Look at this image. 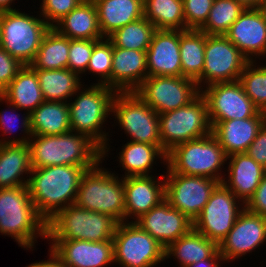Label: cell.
I'll return each mask as SVG.
<instances>
[{
	"mask_svg": "<svg viewBox=\"0 0 266 267\" xmlns=\"http://www.w3.org/2000/svg\"><path fill=\"white\" fill-rule=\"evenodd\" d=\"M90 168L71 165L32 168L27 188L36 212L47 222L61 209L73 205L81 177Z\"/></svg>",
	"mask_w": 266,
	"mask_h": 267,
	"instance_id": "cell-1",
	"label": "cell"
},
{
	"mask_svg": "<svg viewBox=\"0 0 266 267\" xmlns=\"http://www.w3.org/2000/svg\"><path fill=\"white\" fill-rule=\"evenodd\" d=\"M32 168L55 165L93 167L102 160V149L87 135H32L28 141Z\"/></svg>",
	"mask_w": 266,
	"mask_h": 267,
	"instance_id": "cell-2",
	"label": "cell"
},
{
	"mask_svg": "<svg viewBox=\"0 0 266 267\" xmlns=\"http://www.w3.org/2000/svg\"><path fill=\"white\" fill-rule=\"evenodd\" d=\"M83 86L75 93V100L72 101L71 98L68 103L71 131L85 134L93 140L102 149L104 160L111 146L109 135L106 129L103 131L102 125L108 116H111V105L116 91L98 83H93L87 88Z\"/></svg>",
	"mask_w": 266,
	"mask_h": 267,
	"instance_id": "cell-3",
	"label": "cell"
},
{
	"mask_svg": "<svg viewBox=\"0 0 266 267\" xmlns=\"http://www.w3.org/2000/svg\"><path fill=\"white\" fill-rule=\"evenodd\" d=\"M0 233L32 251L38 237L46 239V221L36 212L27 185L0 188Z\"/></svg>",
	"mask_w": 266,
	"mask_h": 267,
	"instance_id": "cell-4",
	"label": "cell"
},
{
	"mask_svg": "<svg viewBox=\"0 0 266 267\" xmlns=\"http://www.w3.org/2000/svg\"><path fill=\"white\" fill-rule=\"evenodd\" d=\"M228 156L217 138L210 133L204 137L184 142L167 153L165 173L202 176L222 183L221 173Z\"/></svg>",
	"mask_w": 266,
	"mask_h": 267,
	"instance_id": "cell-5",
	"label": "cell"
},
{
	"mask_svg": "<svg viewBox=\"0 0 266 267\" xmlns=\"http://www.w3.org/2000/svg\"><path fill=\"white\" fill-rule=\"evenodd\" d=\"M103 159L87 169L81 177L75 205L125 222L123 178L100 166ZM100 166V167H99Z\"/></svg>",
	"mask_w": 266,
	"mask_h": 267,
	"instance_id": "cell-6",
	"label": "cell"
},
{
	"mask_svg": "<svg viewBox=\"0 0 266 267\" xmlns=\"http://www.w3.org/2000/svg\"><path fill=\"white\" fill-rule=\"evenodd\" d=\"M117 225L118 222L106 214L73 204L61 209L46 222V240H112Z\"/></svg>",
	"mask_w": 266,
	"mask_h": 267,
	"instance_id": "cell-7",
	"label": "cell"
},
{
	"mask_svg": "<svg viewBox=\"0 0 266 267\" xmlns=\"http://www.w3.org/2000/svg\"><path fill=\"white\" fill-rule=\"evenodd\" d=\"M18 9L0 13V47L23 65H30L50 26ZM38 17V18H37Z\"/></svg>",
	"mask_w": 266,
	"mask_h": 267,
	"instance_id": "cell-8",
	"label": "cell"
},
{
	"mask_svg": "<svg viewBox=\"0 0 266 267\" xmlns=\"http://www.w3.org/2000/svg\"><path fill=\"white\" fill-rule=\"evenodd\" d=\"M159 128L166 155L177 145L212 133L205 97L200 93L186 106L159 114Z\"/></svg>",
	"mask_w": 266,
	"mask_h": 267,
	"instance_id": "cell-9",
	"label": "cell"
},
{
	"mask_svg": "<svg viewBox=\"0 0 266 267\" xmlns=\"http://www.w3.org/2000/svg\"><path fill=\"white\" fill-rule=\"evenodd\" d=\"M111 114L117 119L130 141L157 145L162 151L159 114L147 105L135 91L116 92Z\"/></svg>",
	"mask_w": 266,
	"mask_h": 267,
	"instance_id": "cell-10",
	"label": "cell"
},
{
	"mask_svg": "<svg viewBox=\"0 0 266 267\" xmlns=\"http://www.w3.org/2000/svg\"><path fill=\"white\" fill-rule=\"evenodd\" d=\"M112 240L120 267H155L166 259V248L132 220L118 223Z\"/></svg>",
	"mask_w": 266,
	"mask_h": 267,
	"instance_id": "cell-11",
	"label": "cell"
},
{
	"mask_svg": "<svg viewBox=\"0 0 266 267\" xmlns=\"http://www.w3.org/2000/svg\"><path fill=\"white\" fill-rule=\"evenodd\" d=\"M248 62L225 35L206 34L204 68L202 75L196 80L199 90L201 91L205 84L207 87L214 83L239 81Z\"/></svg>",
	"mask_w": 266,
	"mask_h": 267,
	"instance_id": "cell-12",
	"label": "cell"
},
{
	"mask_svg": "<svg viewBox=\"0 0 266 267\" xmlns=\"http://www.w3.org/2000/svg\"><path fill=\"white\" fill-rule=\"evenodd\" d=\"M244 208L245 204L223 183H219L199 216L194 220L193 228L219 245L233 228Z\"/></svg>",
	"mask_w": 266,
	"mask_h": 267,
	"instance_id": "cell-13",
	"label": "cell"
},
{
	"mask_svg": "<svg viewBox=\"0 0 266 267\" xmlns=\"http://www.w3.org/2000/svg\"><path fill=\"white\" fill-rule=\"evenodd\" d=\"M135 92L158 114L186 106L201 93L195 80L182 76H147Z\"/></svg>",
	"mask_w": 266,
	"mask_h": 267,
	"instance_id": "cell-14",
	"label": "cell"
},
{
	"mask_svg": "<svg viewBox=\"0 0 266 267\" xmlns=\"http://www.w3.org/2000/svg\"><path fill=\"white\" fill-rule=\"evenodd\" d=\"M164 179L165 200L172 208L178 209L193 222L220 183L207 177L178 173H166Z\"/></svg>",
	"mask_w": 266,
	"mask_h": 267,
	"instance_id": "cell-15",
	"label": "cell"
},
{
	"mask_svg": "<svg viewBox=\"0 0 266 267\" xmlns=\"http://www.w3.org/2000/svg\"><path fill=\"white\" fill-rule=\"evenodd\" d=\"M201 94L207 101L210 122L251 118L260 111L239 81L211 84Z\"/></svg>",
	"mask_w": 266,
	"mask_h": 267,
	"instance_id": "cell-16",
	"label": "cell"
},
{
	"mask_svg": "<svg viewBox=\"0 0 266 267\" xmlns=\"http://www.w3.org/2000/svg\"><path fill=\"white\" fill-rule=\"evenodd\" d=\"M266 242V218L249 212L246 208L227 236L218 245V251L226 263L255 251Z\"/></svg>",
	"mask_w": 266,
	"mask_h": 267,
	"instance_id": "cell-17",
	"label": "cell"
},
{
	"mask_svg": "<svg viewBox=\"0 0 266 267\" xmlns=\"http://www.w3.org/2000/svg\"><path fill=\"white\" fill-rule=\"evenodd\" d=\"M50 250L67 267H107L114 265L113 240H51Z\"/></svg>",
	"mask_w": 266,
	"mask_h": 267,
	"instance_id": "cell-18",
	"label": "cell"
},
{
	"mask_svg": "<svg viewBox=\"0 0 266 267\" xmlns=\"http://www.w3.org/2000/svg\"><path fill=\"white\" fill-rule=\"evenodd\" d=\"M133 222L165 248L193 228V221L178 209L172 208L166 200Z\"/></svg>",
	"mask_w": 266,
	"mask_h": 267,
	"instance_id": "cell-19",
	"label": "cell"
},
{
	"mask_svg": "<svg viewBox=\"0 0 266 267\" xmlns=\"http://www.w3.org/2000/svg\"><path fill=\"white\" fill-rule=\"evenodd\" d=\"M159 179H155L152 174L123 177L125 222H129L130 218L135 221L165 200L164 174Z\"/></svg>",
	"mask_w": 266,
	"mask_h": 267,
	"instance_id": "cell-20",
	"label": "cell"
},
{
	"mask_svg": "<svg viewBox=\"0 0 266 267\" xmlns=\"http://www.w3.org/2000/svg\"><path fill=\"white\" fill-rule=\"evenodd\" d=\"M225 36L249 61L266 58V23L256 8H246Z\"/></svg>",
	"mask_w": 266,
	"mask_h": 267,
	"instance_id": "cell-21",
	"label": "cell"
},
{
	"mask_svg": "<svg viewBox=\"0 0 266 267\" xmlns=\"http://www.w3.org/2000/svg\"><path fill=\"white\" fill-rule=\"evenodd\" d=\"M148 76H182L179 30H156L146 51Z\"/></svg>",
	"mask_w": 266,
	"mask_h": 267,
	"instance_id": "cell-22",
	"label": "cell"
},
{
	"mask_svg": "<svg viewBox=\"0 0 266 267\" xmlns=\"http://www.w3.org/2000/svg\"><path fill=\"white\" fill-rule=\"evenodd\" d=\"M265 123L266 113L263 111L251 118L210 122L212 133L227 156L246 153Z\"/></svg>",
	"mask_w": 266,
	"mask_h": 267,
	"instance_id": "cell-23",
	"label": "cell"
},
{
	"mask_svg": "<svg viewBox=\"0 0 266 267\" xmlns=\"http://www.w3.org/2000/svg\"><path fill=\"white\" fill-rule=\"evenodd\" d=\"M148 76L146 51L113 47L111 88L135 91Z\"/></svg>",
	"mask_w": 266,
	"mask_h": 267,
	"instance_id": "cell-24",
	"label": "cell"
},
{
	"mask_svg": "<svg viewBox=\"0 0 266 267\" xmlns=\"http://www.w3.org/2000/svg\"><path fill=\"white\" fill-rule=\"evenodd\" d=\"M227 160H229L227 162V164L229 163L228 176L224 178L222 183L246 204L266 174V168L258 164L247 153L230 155Z\"/></svg>",
	"mask_w": 266,
	"mask_h": 267,
	"instance_id": "cell-25",
	"label": "cell"
},
{
	"mask_svg": "<svg viewBox=\"0 0 266 267\" xmlns=\"http://www.w3.org/2000/svg\"><path fill=\"white\" fill-rule=\"evenodd\" d=\"M93 2L104 38L121 27L144 17L143 0H93Z\"/></svg>",
	"mask_w": 266,
	"mask_h": 267,
	"instance_id": "cell-26",
	"label": "cell"
},
{
	"mask_svg": "<svg viewBox=\"0 0 266 267\" xmlns=\"http://www.w3.org/2000/svg\"><path fill=\"white\" fill-rule=\"evenodd\" d=\"M53 28L69 39H104L93 0H83L75 9L57 22Z\"/></svg>",
	"mask_w": 266,
	"mask_h": 267,
	"instance_id": "cell-27",
	"label": "cell"
},
{
	"mask_svg": "<svg viewBox=\"0 0 266 267\" xmlns=\"http://www.w3.org/2000/svg\"><path fill=\"white\" fill-rule=\"evenodd\" d=\"M2 97L29 114L45 101L36 71L30 65H24L18 71L16 77L2 91Z\"/></svg>",
	"mask_w": 266,
	"mask_h": 267,
	"instance_id": "cell-28",
	"label": "cell"
},
{
	"mask_svg": "<svg viewBox=\"0 0 266 267\" xmlns=\"http://www.w3.org/2000/svg\"><path fill=\"white\" fill-rule=\"evenodd\" d=\"M31 170L28 143L0 144V188L27 185ZM23 174H27V179Z\"/></svg>",
	"mask_w": 266,
	"mask_h": 267,
	"instance_id": "cell-29",
	"label": "cell"
},
{
	"mask_svg": "<svg viewBox=\"0 0 266 267\" xmlns=\"http://www.w3.org/2000/svg\"><path fill=\"white\" fill-rule=\"evenodd\" d=\"M119 165L122 166L125 175L128 176H150L153 164L160 159L166 165L167 155L157 146L147 143L129 141L122 146V151L117 156ZM122 164V165H121ZM152 169V170H151Z\"/></svg>",
	"mask_w": 266,
	"mask_h": 267,
	"instance_id": "cell-30",
	"label": "cell"
},
{
	"mask_svg": "<svg viewBox=\"0 0 266 267\" xmlns=\"http://www.w3.org/2000/svg\"><path fill=\"white\" fill-rule=\"evenodd\" d=\"M32 135H61L71 131L68 103L44 101L30 114Z\"/></svg>",
	"mask_w": 266,
	"mask_h": 267,
	"instance_id": "cell-31",
	"label": "cell"
},
{
	"mask_svg": "<svg viewBox=\"0 0 266 267\" xmlns=\"http://www.w3.org/2000/svg\"><path fill=\"white\" fill-rule=\"evenodd\" d=\"M218 250V245L192 228L186 235L172 242L165 249L166 260L171 256L180 267L209 259Z\"/></svg>",
	"mask_w": 266,
	"mask_h": 267,
	"instance_id": "cell-32",
	"label": "cell"
},
{
	"mask_svg": "<svg viewBox=\"0 0 266 267\" xmlns=\"http://www.w3.org/2000/svg\"><path fill=\"white\" fill-rule=\"evenodd\" d=\"M45 101L68 103L83 85L81 76L68 68L56 70L34 69ZM70 97V98H69Z\"/></svg>",
	"mask_w": 266,
	"mask_h": 267,
	"instance_id": "cell-33",
	"label": "cell"
},
{
	"mask_svg": "<svg viewBox=\"0 0 266 267\" xmlns=\"http://www.w3.org/2000/svg\"><path fill=\"white\" fill-rule=\"evenodd\" d=\"M182 77L197 80L203 72L206 34L201 30H179Z\"/></svg>",
	"mask_w": 266,
	"mask_h": 267,
	"instance_id": "cell-34",
	"label": "cell"
},
{
	"mask_svg": "<svg viewBox=\"0 0 266 267\" xmlns=\"http://www.w3.org/2000/svg\"><path fill=\"white\" fill-rule=\"evenodd\" d=\"M69 38L53 27L45 33L39 50L30 66L33 69L56 70L68 68Z\"/></svg>",
	"mask_w": 266,
	"mask_h": 267,
	"instance_id": "cell-35",
	"label": "cell"
},
{
	"mask_svg": "<svg viewBox=\"0 0 266 267\" xmlns=\"http://www.w3.org/2000/svg\"><path fill=\"white\" fill-rule=\"evenodd\" d=\"M144 17L156 30H185L183 0H143Z\"/></svg>",
	"mask_w": 266,
	"mask_h": 267,
	"instance_id": "cell-36",
	"label": "cell"
},
{
	"mask_svg": "<svg viewBox=\"0 0 266 267\" xmlns=\"http://www.w3.org/2000/svg\"><path fill=\"white\" fill-rule=\"evenodd\" d=\"M155 31V26L142 17L114 31L107 39L113 47L147 51Z\"/></svg>",
	"mask_w": 266,
	"mask_h": 267,
	"instance_id": "cell-37",
	"label": "cell"
},
{
	"mask_svg": "<svg viewBox=\"0 0 266 267\" xmlns=\"http://www.w3.org/2000/svg\"><path fill=\"white\" fill-rule=\"evenodd\" d=\"M244 10L236 0H214L208 18L199 30L208 35H225Z\"/></svg>",
	"mask_w": 266,
	"mask_h": 267,
	"instance_id": "cell-38",
	"label": "cell"
},
{
	"mask_svg": "<svg viewBox=\"0 0 266 267\" xmlns=\"http://www.w3.org/2000/svg\"><path fill=\"white\" fill-rule=\"evenodd\" d=\"M239 82L253 104L266 113V63L257 65L256 60L249 61L240 75Z\"/></svg>",
	"mask_w": 266,
	"mask_h": 267,
	"instance_id": "cell-39",
	"label": "cell"
},
{
	"mask_svg": "<svg viewBox=\"0 0 266 267\" xmlns=\"http://www.w3.org/2000/svg\"><path fill=\"white\" fill-rule=\"evenodd\" d=\"M113 59V45L107 39L99 40L95 45L88 63L89 74L98 76V84L111 88V70Z\"/></svg>",
	"mask_w": 266,
	"mask_h": 267,
	"instance_id": "cell-40",
	"label": "cell"
},
{
	"mask_svg": "<svg viewBox=\"0 0 266 267\" xmlns=\"http://www.w3.org/2000/svg\"><path fill=\"white\" fill-rule=\"evenodd\" d=\"M4 101H5L6 105L9 106L8 111H10V112H8L7 110H5V111L1 110L0 111V130H2V133H3L2 135L5 136L6 133L12 134V132H14L16 130V128H15L16 123L21 120V123H19L21 125H19V126H20L21 131L23 132L24 136L19 137V138L16 137L14 139H9V140L5 139V138H3V139L1 138L0 144H26V143H28L29 139L32 137V133L30 130V114L24 113L22 115V119H20L19 118L20 114L14 113L16 110H19V109L15 105L11 104L10 102H7L5 99H4ZM17 118H18V121H17ZM19 126H17V128H19Z\"/></svg>",
	"mask_w": 266,
	"mask_h": 267,
	"instance_id": "cell-41",
	"label": "cell"
},
{
	"mask_svg": "<svg viewBox=\"0 0 266 267\" xmlns=\"http://www.w3.org/2000/svg\"><path fill=\"white\" fill-rule=\"evenodd\" d=\"M99 40L69 39L68 69L78 75L85 74L94 45Z\"/></svg>",
	"mask_w": 266,
	"mask_h": 267,
	"instance_id": "cell-42",
	"label": "cell"
},
{
	"mask_svg": "<svg viewBox=\"0 0 266 267\" xmlns=\"http://www.w3.org/2000/svg\"><path fill=\"white\" fill-rule=\"evenodd\" d=\"M214 0H183L185 30H199L206 22Z\"/></svg>",
	"mask_w": 266,
	"mask_h": 267,
	"instance_id": "cell-43",
	"label": "cell"
},
{
	"mask_svg": "<svg viewBox=\"0 0 266 267\" xmlns=\"http://www.w3.org/2000/svg\"><path fill=\"white\" fill-rule=\"evenodd\" d=\"M83 0H42L40 14L50 27L75 9Z\"/></svg>",
	"mask_w": 266,
	"mask_h": 267,
	"instance_id": "cell-44",
	"label": "cell"
},
{
	"mask_svg": "<svg viewBox=\"0 0 266 267\" xmlns=\"http://www.w3.org/2000/svg\"><path fill=\"white\" fill-rule=\"evenodd\" d=\"M24 65L0 47V90L3 91Z\"/></svg>",
	"mask_w": 266,
	"mask_h": 267,
	"instance_id": "cell-45",
	"label": "cell"
},
{
	"mask_svg": "<svg viewBox=\"0 0 266 267\" xmlns=\"http://www.w3.org/2000/svg\"><path fill=\"white\" fill-rule=\"evenodd\" d=\"M245 208L251 213L266 218V174L262 178L254 195L245 204Z\"/></svg>",
	"mask_w": 266,
	"mask_h": 267,
	"instance_id": "cell-46",
	"label": "cell"
},
{
	"mask_svg": "<svg viewBox=\"0 0 266 267\" xmlns=\"http://www.w3.org/2000/svg\"><path fill=\"white\" fill-rule=\"evenodd\" d=\"M246 153L258 164H261L264 168H266V123L250 144Z\"/></svg>",
	"mask_w": 266,
	"mask_h": 267,
	"instance_id": "cell-47",
	"label": "cell"
},
{
	"mask_svg": "<svg viewBox=\"0 0 266 267\" xmlns=\"http://www.w3.org/2000/svg\"><path fill=\"white\" fill-rule=\"evenodd\" d=\"M221 263L223 264L225 261L217 250L209 259L187 265L186 267H220Z\"/></svg>",
	"mask_w": 266,
	"mask_h": 267,
	"instance_id": "cell-48",
	"label": "cell"
},
{
	"mask_svg": "<svg viewBox=\"0 0 266 267\" xmlns=\"http://www.w3.org/2000/svg\"><path fill=\"white\" fill-rule=\"evenodd\" d=\"M50 251V252H49ZM49 252V259L41 262H34L26 267H67L64 263H62L53 253L51 250Z\"/></svg>",
	"mask_w": 266,
	"mask_h": 267,
	"instance_id": "cell-49",
	"label": "cell"
},
{
	"mask_svg": "<svg viewBox=\"0 0 266 267\" xmlns=\"http://www.w3.org/2000/svg\"><path fill=\"white\" fill-rule=\"evenodd\" d=\"M15 0H0V13L15 10L12 8V3L14 4Z\"/></svg>",
	"mask_w": 266,
	"mask_h": 267,
	"instance_id": "cell-50",
	"label": "cell"
},
{
	"mask_svg": "<svg viewBox=\"0 0 266 267\" xmlns=\"http://www.w3.org/2000/svg\"><path fill=\"white\" fill-rule=\"evenodd\" d=\"M238 1L245 9L246 8H256L260 0H236Z\"/></svg>",
	"mask_w": 266,
	"mask_h": 267,
	"instance_id": "cell-51",
	"label": "cell"
},
{
	"mask_svg": "<svg viewBox=\"0 0 266 267\" xmlns=\"http://www.w3.org/2000/svg\"><path fill=\"white\" fill-rule=\"evenodd\" d=\"M258 12L263 17L264 22L266 23V0H260L258 6L256 7Z\"/></svg>",
	"mask_w": 266,
	"mask_h": 267,
	"instance_id": "cell-52",
	"label": "cell"
},
{
	"mask_svg": "<svg viewBox=\"0 0 266 267\" xmlns=\"http://www.w3.org/2000/svg\"><path fill=\"white\" fill-rule=\"evenodd\" d=\"M4 102V98L2 97V91L0 90V103Z\"/></svg>",
	"mask_w": 266,
	"mask_h": 267,
	"instance_id": "cell-53",
	"label": "cell"
}]
</instances>
